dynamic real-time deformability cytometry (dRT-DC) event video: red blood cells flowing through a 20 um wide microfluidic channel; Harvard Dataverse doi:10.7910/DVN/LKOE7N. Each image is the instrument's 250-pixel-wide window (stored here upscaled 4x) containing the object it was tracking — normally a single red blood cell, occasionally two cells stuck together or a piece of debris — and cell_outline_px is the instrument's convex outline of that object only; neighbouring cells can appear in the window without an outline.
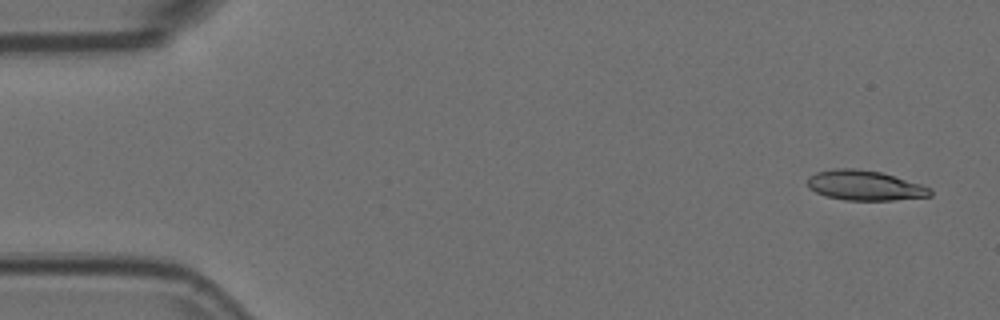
{"species": "Egyptian fruit bat (a non-hibernating species)", "species_latin": "Rousettus aegyptiacus", "temperature_condition": "room temperature", "stored_images_in_passage": 53, "camera_frame_rate_fps": 3000, "um_per_image_px": 0.085, "animal": {"sex": "female"}, "frame": {"image": 1, "passage_image": 1, "time_ms": 0.0, "image_size_px": [1000, 320], "cell_outline_px": [[932, 196], [892, 200], [844, 200], [824, 196], [808, 188], [808, 176], [816, 172], [832, 168], [856, 168], [880, 172], [920, 184], [932, 188]], "centroid_in_image_um": [73.47, 15.76], "position_along_channel_um": 11.5, "area_um2": 21.5}}
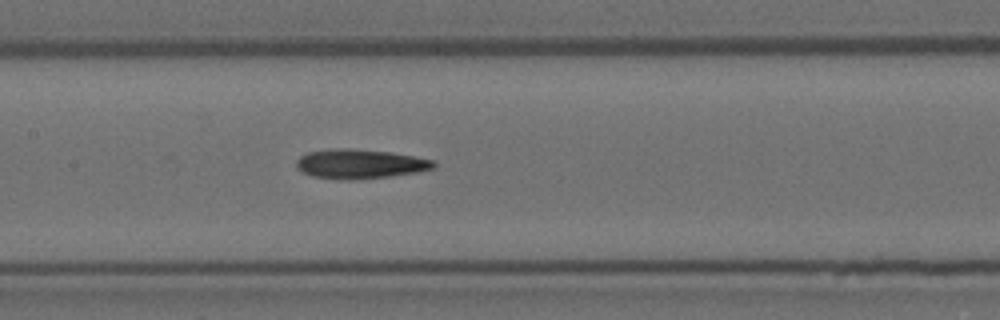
{"frame": {"image": 2, "passage_image": 24, "time_ms": 7.667, "image_size_px": [1000, 320], "cell_outline_px": [[436, 168], [416, 172], [388, 176], [352, 180], [336, 180], [312, 176], [296, 168], [296, 160], [300, 156], [308, 152], [332, 148], [348, 148], [388, 152], [436, 160]], "centroid_in_image_um": [30.57, 13.94], "position_along_channel_um": 176.8, "area_um2": 23.58}}
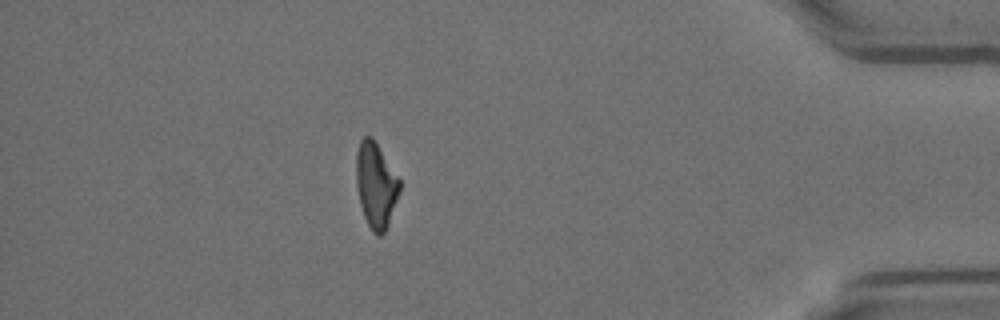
{"frame": {"image": 3, "passage_image": 46, "time_ms": 15.0, "image_size_px": [1000, 320], "cell_outline_px": [[400, 192], [388, 224], [384, 232], [380, 236], [376, 236], [372, 232], [364, 216], [360, 204], [356, 184], [356, 152], [360, 140], [364, 136], [372, 136], [400, 180]], "centroid_in_image_um": [31.94, 15.73], "position_along_channel_um": 403.3, "area_um2": 21.56}, "authors_computed_cell_mechanics": {"area_um2": 22.3108, "velocity_mm_per_s": 3.7313, "shape_relaxation_time_tau1_ms": null, "shape_relaxation_time_tau2_ms": 11.3394, "deformation_change_tau1": null, "deformation_change_tau2": 0.2772}}